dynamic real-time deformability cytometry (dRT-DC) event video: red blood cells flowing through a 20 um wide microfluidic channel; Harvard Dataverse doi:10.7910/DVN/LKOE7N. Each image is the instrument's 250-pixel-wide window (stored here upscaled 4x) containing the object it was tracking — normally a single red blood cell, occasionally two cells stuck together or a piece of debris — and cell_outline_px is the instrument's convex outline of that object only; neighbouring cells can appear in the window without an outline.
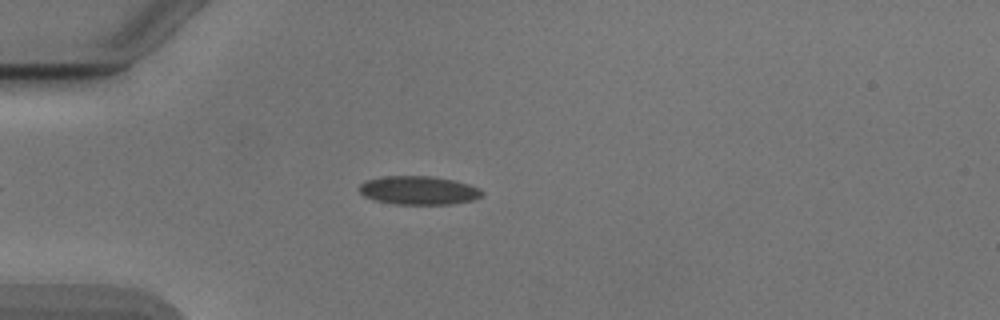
{"species": "Egyptian fruit bat (a non-hibernating species)", "species_latin": "Rousettus aegyptiacus", "temperature_condition": "cold", "stored_images_in_passage": 39, "camera_frame_rate_fps": 3000, "um_per_image_px": 0.085, "animal": {"sex": "male"}, "frame": {"image": 1, "passage_image": 9, "time_ms": 2.667, "image_size_px": [1000, 320], "cell_outline_px": [[484, 192], [480, 196], [472, 200], [452, 204], [396, 204], [372, 200], [364, 196], [356, 188], [364, 180], [384, 176], [432, 176], [452, 180], [468, 184], [480, 188]], "centroid_in_image_um": [35.53, 16.18], "position_along_channel_um": 49.5, "area_um2": 20.58}}
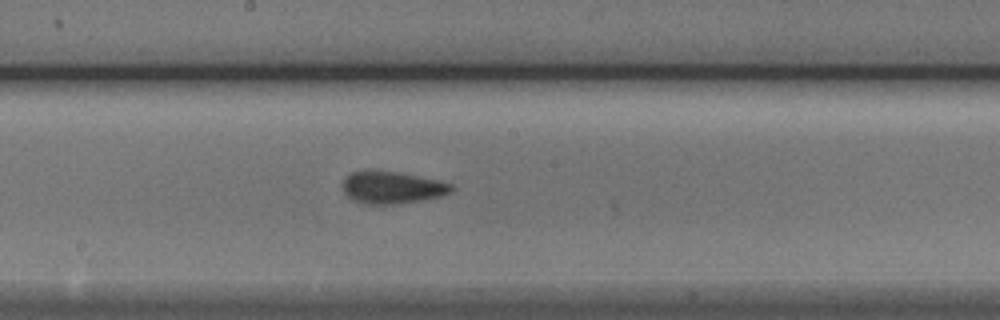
{"frame": {"image": 2, "passage_image": 23, "time_ms": 7.333, "image_size_px": [1000, 320], "cell_outline_px": [[456, 188], [452, 192], [444, 196], [424, 200], [400, 204], [364, 204], [352, 200], [344, 192], [344, 180], [352, 172], [396, 172], [436, 180], [452, 184]], "centroid_in_image_um": [33.4, 15.98], "position_along_channel_um": 214.8, "area_um2": 20.11}}
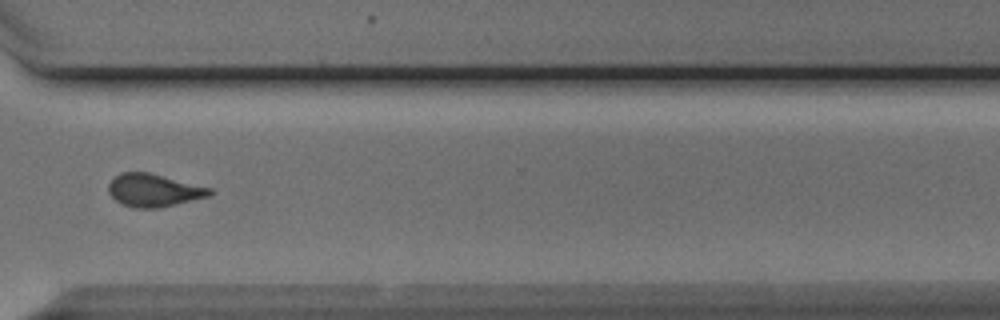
{"frame": {"image": 3, "passage_image": 34, "time_ms": 11.0, "image_size_px": [1000, 320], "cell_outline_px": [[212, 196], [160, 208], [136, 208], [120, 204], [108, 192], [108, 184], [120, 172], [148, 172], [212, 188]], "centroid_in_image_um": [13.09, 16.18], "position_along_channel_um": 357.5, "area_um2": 19.48}, "authors_computed_cell_mechanics": {"area_um2": 20.1144, "velocity_mm_per_s": 3.8928, "shape_relaxation_time_tau1_ms": 3.5631, "shape_relaxation_time_tau2_ms": 1.563, "deformation_change_tau1": 0.105, "deformation_change_tau2": 0.0603}}